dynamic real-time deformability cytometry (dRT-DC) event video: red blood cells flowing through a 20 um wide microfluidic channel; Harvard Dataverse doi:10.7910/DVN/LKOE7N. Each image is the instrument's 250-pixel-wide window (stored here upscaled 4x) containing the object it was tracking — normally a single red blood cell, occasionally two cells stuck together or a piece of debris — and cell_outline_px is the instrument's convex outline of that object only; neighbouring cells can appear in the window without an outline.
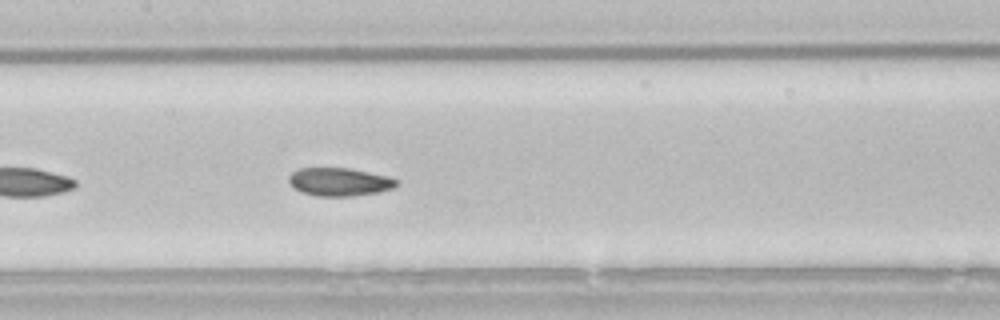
{"species": "common noctule bat (a hibernating species)", "species_latin": "Nyctalus noctula", "temperature_condition": "room temperature", "stored_images_in_passage": 20, "camera_frame_rate_fps": 3000, "um_per_image_px": 0.085, "animal": {"sex": "male", "body_mass_g": 21.5, "forearm_length_mm": 52.0}, "frame": {"image": 1, "passage_image": 12, "time_ms": 3.667, "image_size_px": [1000, 320], "cell_outline_px": [[400, 184], [392, 188], [380, 192], [352, 196], [316, 196], [292, 188], [288, 180], [288, 176], [292, 172], [300, 168], [352, 168], [388, 176], [396, 180]], "centroid_in_image_um": [28.85, 15.45], "position_along_channel_um": 178.6, "area_um2": 17.8}}